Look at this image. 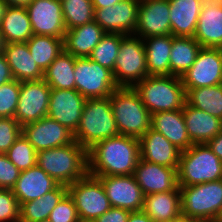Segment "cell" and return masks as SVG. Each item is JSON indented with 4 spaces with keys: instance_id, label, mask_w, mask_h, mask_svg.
I'll return each mask as SVG.
<instances>
[{
    "instance_id": "816d5d0a",
    "label": "cell",
    "mask_w": 222,
    "mask_h": 222,
    "mask_svg": "<svg viewBox=\"0 0 222 222\" xmlns=\"http://www.w3.org/2000/svg\"><path fill=\"white\" fill-rule=\"evenodd\" d=\"M8 8V4L5 0H0V23L2 20V17L4 16L6 9Z\"/></svg>"
},
{
    "instance_id": "ee69618b",
    "label": "cell",
    "mask_w": 222,
    "mask_h": 222,
    "mask_svg": "<svg viewBox=\"0 0 222 222\" xmlns=\"http://www.w3.org/2000/svg\"><path fill=\"white\" fill-rule=\"evenodd\" d=\"M130 212L126 209L111 207L103 215L99 216L95 222H127Z\"/></svg>"
},
{
    "instance_id": "9a60e30c",
    "label": "cell",
    "mask_w": 222,
    "mask_h": 222,
    "mask_svg": "<svg viewBox=\"0 0 222 222\" xmlns=\"http://www.w3.org/2000/svg\"><path fill=\"white\" fill-rule=\"evenodd\" d=\"M26 9L33 34L64 39L67 30L60 0H33Z\"/></svg>"
},
{
    "instance_id": "d590c367",
    "label": "cell",
    "mask_w": 222,
    "mask_h": 222,
    "mask_svg": "<svg viewBox=\"0 0 222 222\" xmlns=\"http://www.w3.org/2000/svg\"><path fill=\"white\" fill-rule=\"evenodd\" d=\"M66 30L94 21L92 0H60Z\"/></svg>"
},
{
    "instance_id": "1f68e13d",
    "label": "cell",
    "mask_w": 222,
    "mask_h": 222,
    "mask_svg": "<svg viewBox=\"0 0 222 222\" xmlns=\"http://www.w3.org/2000/svg\"><path fill=\"white\" fill-rule=\"evenodd\" d=\"M201 45L193 37L172 35L170 75L182 77L194 64Z\"/></svg>"
},
{
    "instance_id": "4fadbf2b",
    "label": "cell",
    "mask_w": 222,
    "mask_h": 222,
    "mask_svg": "<svg viewBox=\"0 0 222 222\" xmlns=\"http://www.w3.org/2000/svg\"><path fill=\"white\" fill-rule=\"evenodd\" d=\"M22 135L36 152L61 147L75 141L73 132L48 116L23 125Z\"/></svg>"
},
{
    "instance_id": "30bf717a",
    "label": "cell",
    "mask_w": 222,
    "mask_h": 222,
    "mask_svg": "<svg viewBox=\"0 0 222 222\" xmlns=\"http://www.w3.org/2000/svg\"><path fill=\"white\" fill-rule=\"evenodd\" d=\"M67 188L80 219L96 220L111 208L103 184L96 176L88 173Z\"/></svg>"
},
{
    "instance_id": "e0dca14e",
    "label": "cell",
    "mask_w": 222,
    "mask_h": 222,
    "mask_svg": "<svg viewBox=\"0 0 222 222\" xmlns=\"http://www.w3.org/2000/svg\"><path fill=\"white\" fill-rule=\"evenodd\" d=\"M85 102L86 98L75 89H52L47 116L74 133L79 125Z\"/></svg>"
},
{
    "instance_id": "d6a6232c",
    "label": "cell",
    "mask_w": 222,
    "mask_h": 222,
    "mask_svg": "<svg viewBox=\"0 0 222 222\" xmlns=\"http://www.w3.org/2000/svg\"><path fill=\"white\" fill-rule=\"evenodd\" d=\"M75 57L63 50L45 70L44 81L51 89H75Z\"/></svg>"
},
{
    "instance_id": "4dcf8cb0",
    "label": "cell",
    "mask_w": 222,
    "mask_h": 222,
    "mask_svg": "<svg viewBox=\"0 0 222 222\" xmlns=\"http://www.w3.org/2000/svg\"><path fill=\"white\" fill-rule=\"evenodd\" d=\"M68 193L66 185L59 184L42 197L20 205V222H39L49 218L51 211Z\"/></svg>"
},
{
    "instance_id": "11a10c76",
    "label": "cell",
    "mask_w": 222,
    "mask_h": 222,
    "mask_svg": "<svg viewBox=\"0 0 222 222\" xmlns=\"http://www.w3.org/2000/svg\"><path fill=\"white\" fill-rule=\"evenodd\" d=\"M78 222H95V220L79 219Z\"/></svg>"
},
{
    "instance_id": "681fc988",
    "label": "cell",
    "mask_w": 222,
    "mask_h": 222,
    "mask_svg": "<svg viewBox=\"0 0 222 222\" xmlns=\"http://www.w3.org/2000/svg\"><path fill=\"white\" fill-rule=\"evenodd\" d=\"M8 6L27 7L33 0H5Z\"/></svg>"
},
{
    "instance_id": "9c48e42d",
    "label": "cell",
    "mask_w": 222,
    "mask_h": 222,
    "mask_svg": "<svg viewBox=\"0 0 222 222\" xmlns=\"http://www.w3.org/2000/svg\"><path fill=\"white\" fill-rule=\"evenodd\" d=\"M75 90L86 99L107 98L118 87L113 73L88 57L75 58Z\"/></svg>"
},
{
    "instance_id": "ba28073f",
    "label": "cell",
    "mask_w": 222,
    "mask_h": 222,
    "mask_svg": "<svg viewBox=\"0 0 222 222\" xmlns=\"http://www.w3.org/2000/svg\"><path fill=\"white\" fill-rule=\"evenodd\" d=\"M143 41L139 37L131 38V34H122L119 53L112 72L118 86L133 87L149 76Z\"/></svg>"
},
{
    "instance_id": "8d00e7d4",
    "label": "cell",
    "mask_w": 222,
    "mask_h": 222,
    "mask_svg": "<svg viewBox=\"0 0 222 222\" xmlns=\"http://www.w3.org/2000/svg\"><path fill=\"white\" fill-rule=\"evenodd\" d=\"M121 40L120 33H106L88 58L113 72Z\"/></svg>"
},
{
    "instance_id": "7c38bea8",
    "label": "cell",
    "mask_w": 222,
    "mask_h": 222,
    "mask_svg": "<svg viewBox=\"0 0 222 222\" xmlns=\"http://www.w3.org/2000/svg\"><path fill=\"white\" fill-rule=\"evenodd\" d=\"M51 90L44 79L22 81L14 119L23 126L46 117Z\"/></svg>"
},
{
    "instance_id": "8992f818",
    "label": "cell",
    "mask_w": 222,
    "mask_h": 222,
    "mask_svg": "<svg viewBox=\"0 0 222 222\" xmlns=\"http://www.w3.org/2000/svg\"><path fill=\"white\" fill-rule=\"evenodd\" d=\"M181 217L199 222H217L222 214V179L179 186Z\"/></svg>"
},
{
    "instance_id": "f35d334b",
    "label": "cell",
    "mask_w": 222,
    "mask_h": 222,
    "mask_svg": "<svg viewBox=\"0 0 222 222\" xmlns=\"http://www.w3.org/2000/svg\"><path fill=\"white\" fill-rule=\"evenodd\" d=\"M21 82L12 80L0 85V118H14L20 96Z\"/></svg>"
},
{
    "instance_id": "836d02e7",
    "label": "cell",
    "mask_w": 222,
    "mask_h": 222,
    "mask_svg": "<svg viewBox=\"0 0 222 222\" xmlns=\"http://www.w3.org/2000/svg\"><path fill=\"white\" fill-rule=\"evenodd\" d=\"M26 43L35 63L43 72L64 50V39L54 36L34 34Z\"/></svg>"
},
{
    "instance_id": "f6af8a7d",
    "label": "cell",
    "mask_w": 222,
    "mask_h": 222,
    "mask_svg": "<svg viewBox=\"0 0 222 222\" xmlns=\"http://www.w3.org/2000/svg\"><path fill=\"white\" fill-rule=\"evenodd\" d=\"M14 80L4 53H0V85Z\"/></svg>"
},
{
    "instance_id": "7402d4cb",
    "label": "cell",
    "mask_w": 222,
    "mask_h": 222,
    "mask_svg": "<svg viewBox=\"0 0 222 222\" xmlns=\"http://www.w3.org/2000/svg\"><path fill=\"white\" fill-rule=\"evenodd\" d=\"M151 128L161 133L181 152L193 144L187 133L182 109L152 114Z\"/></svg>"
},
{
    "instance_id": "277c9868",
    "label": "cell",
    "mask_w": 222,
    "mask_h": 222,
    "mask_svg": "<svg viewBox=\"0 0 222 222\" xmlns=\"http://www.w3.org/2000/svg\"><path fill=\"white\" fill-rule=\"evenodd\" d=\"M109 98L119 135L139 139L151 128L152 115L133 87L118 86Z\"/></svg>"
},
{
    "instance_id": "f1b7e54d",
    "label": "cell",
    "mask_w": 222,
    "mask_h": 222,
    "mask_svg": "<svg viewBox=\"0 0 222 222\" xmlns=\"http://www.w3.org/2000/svg\"><path fill=\"white\" fill-rule=\"evenodd\" d=\"M0 30L6 43L27 42L34 34L26 7L8 6Z\"/></svg>"
},
{
    "instance_id": "52a82bcc",
    "label": "cell",
    "mask_w": 222,
    "mask_h": 222,
    "mask_svg": "<svg viewBox=\"0 0 222 222\" xmlns=\"http://www.w3.org/2000/svg\"><path fill=\"white\" fill-rule=\"evenodd\" d=\"M177 174L179 186L217 181L222 179V161L207 144H192L181 152Z\"/></svg>"
},
{
    "instance_id": "e575fe53",
    "label": "cell",
    "mask_w": 222,
    "mask_h": 222,
    "mask_svg": "<svg viewBox=\"0 0 222 222\" xmlns=\"http://www.w3.org/2000/svg\"><path fill=\"white\" fill-rule=\"evenodd\" d=\"M186 96L190 106L222 119V84L190 89Z\"/></svg>"
},
{
    "instance_id": "2e32d148",
    "label": "cell",
    "mask_w": 222,
    "mask_h": 222,
    "mask_svg": "<svg viewBox=\"0 0 222 222\" xmlns=\"http://www.w3.org/2000/svg\"><path fill=\"white\" fill-rule=\"evenodd\" d=\"M136 32L142 39L171 34L169 0H140Z\"/></svg>"
},
{
    "instance_id": "7bdbcfd3",
    "label": "cell",
    "mask_w": 222,
    "mask_h": 222,
    "mask_svg": "<svg viewBox=\"0 0 222 222\" xmlns=\"http://www.w3.org/2000/svg\"><path fill=\"white\" fill-rule=\"evenodd\" d=\"M21 171L8 159L6 153H0V188L12 189Z\"/></svg>"
},
{
    "instance_id": "d6986e66",
    "label": "cell",
    "mask_w": 222,
    "mask_h": 222,
    "mask_svg": "<svg viewBox=\"0 0 222 222\" xmlns=\"http://www.w3.org/2000/svg\"><path fill=\"white\" fill-rule=\"evenodd\" d=\"M133 175L144 195L180 191L177 168L147 162L140 158Z\"/></svg>"
},
{
    "instance_id": "d4e9b609",
    "label": "cell",
    "mask_w": 222,
    "mask_h": 222,
    "mask_svg": "<svg viewBox=\"0 0 222 222\" xmlns=\"http://www.w3.org/2000/svg\"><path fill=\"white\" fill-rule=\"evenodd\" d=\"M105 34L95 21L69 29L64 37V50L75 58L89 57Z\"/></svg>"
},
{
    "instance_id": "ac0fdd59",
    "label": "cell",
    "mask_w": 222,
    "mask_h": 222,
    "mask_svg": "<svg viewBox=\"0 0 222 222\" xmlns=\"http://www.w3.org/2000/svg\"><path fill=\"white\" fill-rule=\"evenodd\" d=\"M140 0H123L114 6L94 9V21L106 33H135Z\"/></svg>"
},
{
    "instance_id": "3957f363",
    "label": "cell",
    "mask_w": 222,
    "mask_h": 222,
    "mask_svg": "<svg viewBox=\"0 0 222 222\" xmlns=\"http://www.w3.org/2000/svg\"><path fill=\"white\" fill-rule=\"evenodd\" d=\"M133 88L151 115L180 110L186 104V90L179 76L149 75Z\"/></svg>"
},
{
    "instance_id": "484cf974",
    "label": "cell",
    "mask_w": 222,
    "mask_h": 222,
    "mask_svg": "<svg viewBox=\"0 0 222 222\" xmlns=\"http://www.w3.org/2000/svg\"><path fill=\"white\" fill-rule=\"evenodd\" d=\"M171 34L194 37L202 0H169Z\"/></svg>"
},
{
    "instance_id": "ab89813d",
    "label": "cell",
    "mask_w": 222,
    "mask_h": 222,
    "mask_svg": "<svg viewBox=\"0 0 222 222\" xmlns=\"http://www.w3.org/2000/svg\"><path fill=\"white\" fill-rule=\"evenodd\" d=\"M20 222V204L11 189L0 188V222Z\"/></svg>"
},
{
    "instance_id": "5bb4252c",
    "label": "cell",
    "mask_w": 222,
    "mask_h": 222,
    "mask_svg": "<svg viewBox=\"0 0 222 222\" xmlns=\"http://www.w3.org/2000/svg\"><path fill=\"white\" fill-rule=\"evenodd\" d=\"M106 191L111 207L141 211L144 207V194L134 175L96 176Z\"/></svg>"
},
{
    "instance_id": "db71d44e",
    "label": "cell",
    "mask_w": 222,
    "mask_h": 222,
    "mask_svg": "<svg viewBox=\"0 0 222 222\" xmlns=\"http://www.w3.org/2000/svg\"><path fill=\"white\" fill-rule=\"evenodd\" d=\"M174 222H199V221L192 220L189 218L180 217L179 219L175 220Z\"/></svg>"
},
{
    "instance_id": "44dd1931",
    "label": "cell",
    "mask_w": 222,
    "mask_h": 222,
    "mask_svg": "<svg viewBox=\"0 0 222 222\" xmlns=\"http://www.w3.org/2000/svg\"><path fill=\"white\" fill-rule=\"evenodd\" d=\"M59 183L37 164L21 171L15 186L11 189L19 204L38 199L54 190Z\"/></svg>"
},
{
    "instance_id": "83f0119b",
    "label": "cell",
    "mask_w": 222,
    "mask_h": 222,
    "mask_svg": "<svg viewBox=\"0 0 222 222\" xmlns=\"http://www.w3.org/2000/svg\"><path fill=\"white\" fill-rule=\"evenodd\" d=\"M193 38L201 47L222 48V6H202Z\"/></svg>"
},
{
    "instance_id": "8fae6325",
    "label": "cell",
    "mask_w": 222,
    "mask_h": 222,
    "mask_svg": "<svg viewBox=\"0 0 222 222\" xmlns=\"http://www.w3.org/2000/svg\"><path fill=\"white\" fill-rule=\"evenodd\" d=\"M181 79L186 93L190 89L222 84V48L202 47Z\"/></svg>"
},
{
    "instance_id": "ffe728a7",
    "label": "cell",
    "mask_w": 222,
    "mask_h": 222,
    "mask_svg": "<svg viewBox=\"0 0 222 222\" xmlns=\"http://www.w3.org/2000/svg\"><path fill=\"white\" fill-rule=\"evenodd\" d=\"M138 140L141 159L170 168H178L181 151L161 133L150 128Z\"/></svg>"
},
{
    "instance_id": "9f6ffc18",
    "label": "cell",
    "mask_w": 222,
    "mask_h": 222,
    "mask_svg": "<svg viewBox=\"0 0 222 222\" xmlns=\"http://www.w3.org/2000/svg\"><path fill=\"white\" fill-rule=\"evenodd\" d=\"M39 222H51L49 219H45V220H42V221H39Z\"/></svg>"
},
{
    "instance_id": "7a4b0ae2",
    "label": "cell",
    "mask_w": 222,
    "mask_h": 222,
    "mask_svg": "<svg viewBox=\"0 0 222 222\" xmlns=\"http://www.w3.org/2000/svg\"><path fill=\"white\" fill-rule=\"evenodd\" d=\"M36 164L62 185H71L89 173L88 150L77 141L37 152Z\"/></svg>"
},
{
    "instance_id": "bcb514c9",
    "label": "cell",
    "mask_w": 222,
    "mask_h": 222,
    "mask_svg": "<svg viewBox=\"0 0 222 222\" xmlns=\"http://www.w3.org/2000/svg\"><path fill=\"white\" fill-rule=\"evenodd\" d=\"M213 153L222 161V131L206 143Z\"/></svg>"
},
{
    "instance_id": "f546056e",
    "label": "cell",
    "mask_w": 222,
    "mask_h": 222,
    "mask_svg": "<svg viewBox=\"0 0 222 222\" xmlns=\"http://www.w3.org/2000/svg\"><path fill=\"white\" fill-rule=\"evenodd\" d=\"M147 69L149 75H170V52L172 34L150 36L144 39ZM149 41V42H148Z\"/></svg>"
},
{
    "instance_id": "74e56055",
    "label": "cell",
    "mask_w": 222,
    "mask_h": 222,
    "mask_svg": "<svg viewBox=\"0 0 222 222\" xmlns=\"http://www.w3.org/2000/svg\"><path fill=\"white\" fill-rule=\"evenodd\" d=\"M8 159L20 170H28L37 162V152L29 141L21 135L6 152Z\"/></svg>"
},
{
    "instance_id": "603a6c76",
    "label": "cell",
    "mask_w": 222,
    "mask_h": 222,
    "mask_svg": "<svg viewBox=\"0 0 222 222\" xmlns=\"http://www.w3.org/2000/svg\"><path fill=\"white\" fill-rule=\"evenodd\" d=\"M182 111L187 133L193 144H206L222 131L221 119L219 118L198 110L187 102Z\"/></svg>"
},
{
    "instance_id": "5b68a950",
    "label": "cell",
    "mask_w": 222,
    "mask_h": 222,
    "mask_svg": "<svg viewBox=\"0 0 222 222\" xmlns=\"http://www.w3.org/2000/svg\"><path fill=\"white\" fill-rule=\"evenodd\" d=\"M74 140L87 150L95 143L119 135L110 98L86 99Z\"/></svg>"
},
{
    "instance_id": "f907efd6",
    "label": "cell",
    "mask_w": 222,
    "mask_h": 222,
    "mask_svg": "<svg viewBox=\"0 0 222 222\" xmlns=\"http://www.w3.org/2000/svg\"><path fill=\"white\" fill-rule=\"evenodd\" d=\"M222 6V0H202V6Z\"/></svg>"
},
{
    "instance_id": "60d3db41",
    "label": "cell",
    "mask_w": 222,
    "mask_h": 222,
    "mask_svg": "<svg viewBox=\"0 0 222 222\" xmlns=\"http://www.w3.org/2000/svg\"><path fill=\"white\" fill-rule=\"evenodd\" d=\"M22 135V126L14 118H0V153H6Z\"/></svg>"
},
{
    "instance_id": "6f0895ef",
    "label": "cell",
    "mask_w": 222,
    "mask_h": 222,
    "mask_svg": "<svg viewBox=\"0 0 222 222\" xmlns=\"http://www.w3.org/2000/svg\"><path fill=\"white\" fill-rule=\"evenodd\" d=\"M217 222H222V214Z\"/></svg>"
},
{
    "instance_id": "4316f807",
    "label": "cell",
    "mask_w": 222,
    "mask_h": 222,
    "mask_svg": "<svg viewBox=\"0 0 222 222\" xmlns=\"http://www.w3.org/2000/svg\"><path fill=\"white\" fill-rule=\"evenodd\" d=\"M142 210L154 222H174L181 217L180 191L158 192L145 195Z\"/></svg>"
},
{
    "instance_id": "cb8c5ba5",
    "label": "cell",
    "mask_w": 222,
    "mask_h": 222,
    "mask_svg": "<svg viewBox=\"0 0 222 222\" xmlns=\"http://www.w3.org/2000/svg\"><path fill=\"white\" fill-rule=\"evenodd\" d=\"M3 53L15 80L22 82L44 78V72L35 63L26 42L6 43Z\"/></svg>"
},
{
    "instance_id": "7dc6e473",
    "label": "cell",
    "mask_w": 222,
    "mask_h": 222,
    "mask_svg": "<svg viewBox=\"0 0 222 222\" xmlns=\"http://www.w3.org/2000/svg\"><path fill=\"white\" fill-rule=\"evenodd\" d=\"M127 222H154L143 210L130 212Z\"/></svg>"
},
{
    "instance_id": "c3c4849f",
    "label": "cell",
    "mask_w": 222,
    "mask_h": 222,
    "mask_svg": "<svg viewBox=\"0 0 222 222\" xmlns=\"http://www.w3.org/2000/svg\"><path fill=\"white\" fill-rule=\"evenodd\" d=\"M123 0H92L94 9L106 8L114 6L116 3Z\"/></svg>"
},
{
    "instance_id": "f5cc1de1",
    "label": "cell",
    "mask_w": 222,
    "mask_h": 222,
    "mask_svg": "<svg viewBox=\"0 0 222 222\" xmlns=\"http://www.w3.org/2000/svg\"><path fill=\"white\" fill-rule=\"evenodd\" d=\"M5 45H6V42H5L4 36L0 30V53L4 52Z\"/></svg>"
},
{
    "instance_id": "b9f144b4",
    "label": "cell",
    "mask_w": 222,
    "mask_h": 222,
    "mask_svg": "<svg viewBox=\"0 0 222 222\" xmlns=\"http://www.w3.org/2000/svg\"><path fill=\"white\" fill-rule=\"evenodd\" d=\"M51 222H78L79 215L72 197L67 193L51 211Z\"/></svg>"
},
{
    "instance_id": "6da1fadb",
    "label": "cell",
    "mask_w": 222,
    "mask_h": 222,
    "mask_svg": "<svg viewBox=\"0 0 222 222\" xmlns=\"http://www.w3.org/2000/svg\"><path fill=\"white\" fill-rule=\"evenodd\" d=\"M140 159L138 138L117 135L88 149V169L93 176L133 175Z\"/></svg>"
}]
</instances>
